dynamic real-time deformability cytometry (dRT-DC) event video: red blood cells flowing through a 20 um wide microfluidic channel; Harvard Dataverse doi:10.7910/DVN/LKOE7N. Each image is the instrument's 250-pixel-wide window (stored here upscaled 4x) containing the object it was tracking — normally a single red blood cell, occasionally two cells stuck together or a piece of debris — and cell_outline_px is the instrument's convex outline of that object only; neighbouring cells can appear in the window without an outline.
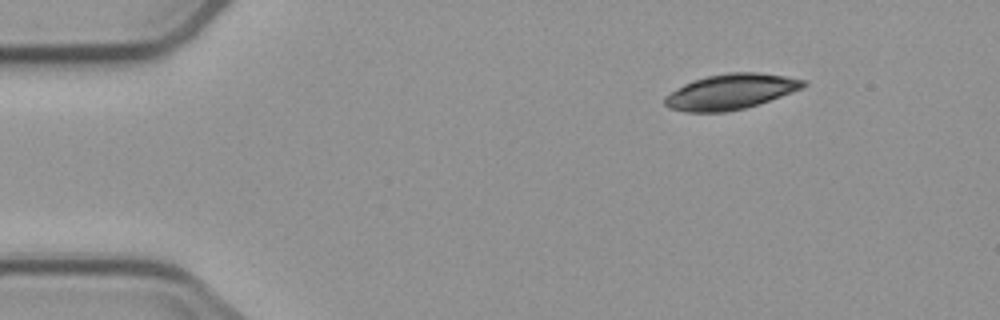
{"species": "common noctule bat (a hibernating species)", "species_latin": "Nyctalus noctula", "temperature_condition": "cold", "stored_images_in_passage": 3, "camera_frame_rate_fps": 3000, "um_per_image_px": 0.085, "animal": {"sex": "male", "body_mass_g": 23.1, "forearm_length_mm": 52.7}, "frame": {"image": 1, "passage_image": 1, "time_ms": 0.0, "image_size_px": [1000, 320], "cell_outline_px": [[808, 84], [804, 88], [744, 108], [724, 112], [688, 112], [668, 108], [664, 104], [664, 96], [684, 84], [692, 80], [708, 76], [728, 72], [756, 72], [784, 76], [808, 80]], "centroid_in_image_um": [62.1, 7.78], "position_along_channel_um": 22.9, "area_um2": 28.44}}